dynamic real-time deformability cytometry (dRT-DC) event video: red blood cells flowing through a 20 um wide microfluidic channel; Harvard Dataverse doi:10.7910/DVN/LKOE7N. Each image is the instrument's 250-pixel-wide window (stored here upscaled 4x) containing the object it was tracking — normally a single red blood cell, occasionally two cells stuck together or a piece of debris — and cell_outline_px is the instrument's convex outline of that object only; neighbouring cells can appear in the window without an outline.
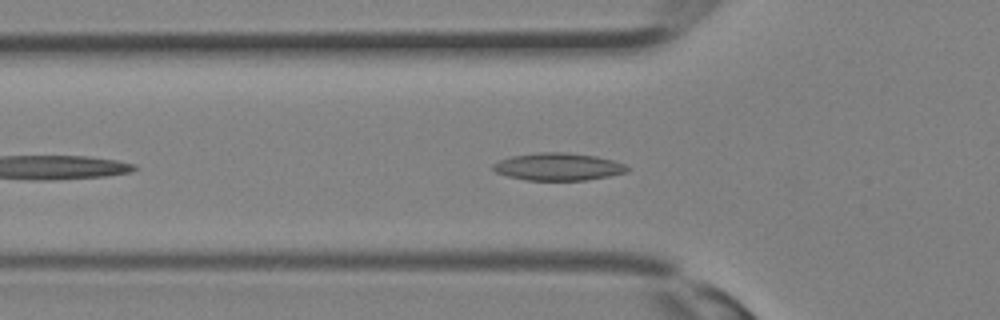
{"species": "Egyptian fruit bat (a non-hibernating species)", "species_latin": "Rousettus aegyptiacus", "temperature_condition": "room temperature", "stored_images_in_passage": 5, "camera_frame_rate_fps": 3000, "um_per_image_px": 0.085, "animal": {"sex": "female"}, "frame": {"image": 1, "passage_image": 4, "time_ms": 1.0, "image_size_px": [1000, 320], "cell_outline_px": [[632, 168], [628, 172], [608, 176], [584, 180], [524, 180], [508, 176], [496, 172], [492, 168], [492, 164], [500, 160], [512, 156], [540, 152], [568, 152], [596, 156], [612, 160], [624, 164]], "centroid_in_image_um": [47.46, 14.17], "position_along_channel_um": 78.3, "area_um2": 21.5}}